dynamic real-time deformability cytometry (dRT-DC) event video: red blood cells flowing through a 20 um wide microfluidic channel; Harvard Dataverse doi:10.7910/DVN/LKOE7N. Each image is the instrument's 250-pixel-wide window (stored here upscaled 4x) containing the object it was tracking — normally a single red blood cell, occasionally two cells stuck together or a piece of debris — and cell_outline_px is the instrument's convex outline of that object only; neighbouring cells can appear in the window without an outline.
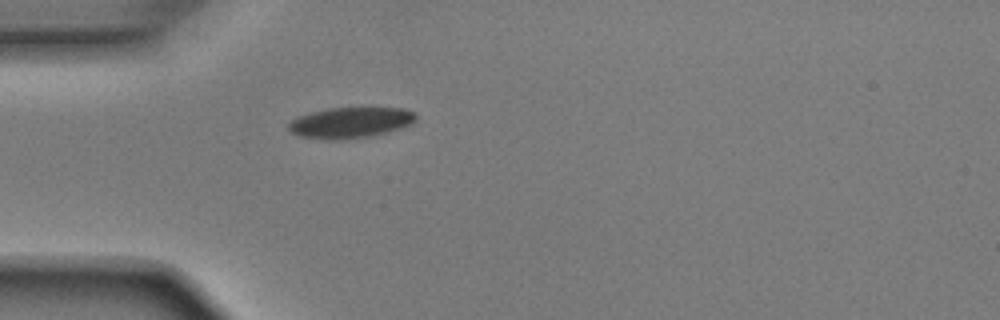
{"species": "Egyptian fruit bat (a non-hibernating species)", "species_latin": "Rousettus aegyptiacus", "temperature_condition": "room temperature", "stored_images_in_passage": 33, "camera_frame_rate_fps": 3000, "um_per_image_px": 0.085, "animal": {"sex": "male"}, "frame": {"image": 1, "passage_image": 1, "time_ms": 0.0, "image_size_px": [1000, 320], "cell_outline_px": [[416, 120], [412, 124], [400, 128], [372, 136], [340, 140], [328, 140], [300, 136], [292, 132], [288, 128], [288, 124], [296, 116], [328, 108], [404, 108], [416, 112]], "centroid_in_image_um": [29.8, 10.42], "position_along_channel_um": 55.2, "area_um2": 22.95}}
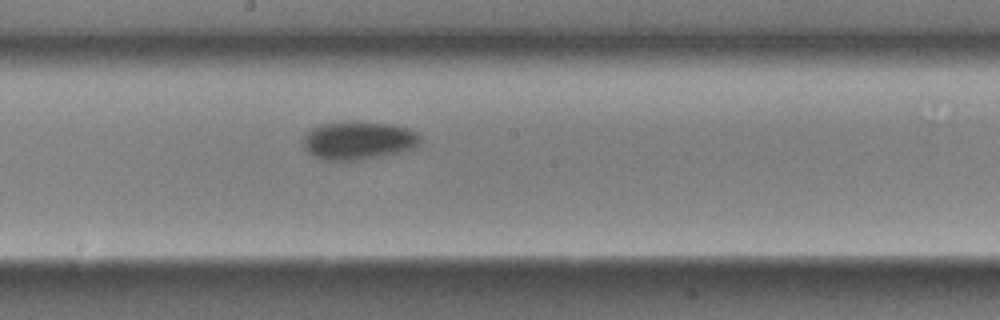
{"frame": {"image": 2, "passage_image": 14, "time_ms": 4.333, "image_size_px": [1000, 320], "cell_outline_px": [[420, 144], [412, 148], [400, 152], [364, 160], [324, 160], [312, 156], [304, 148], [304, 136], [312, 128], [320, 124], [348, 120], [352, 120], [388, 124], [408, 128], [416, 132], [420, 136]], "centroid_in_image_um": [30.45, 11.93], "position_along_channel_um": 217.8, "area_um2": 26.36}}
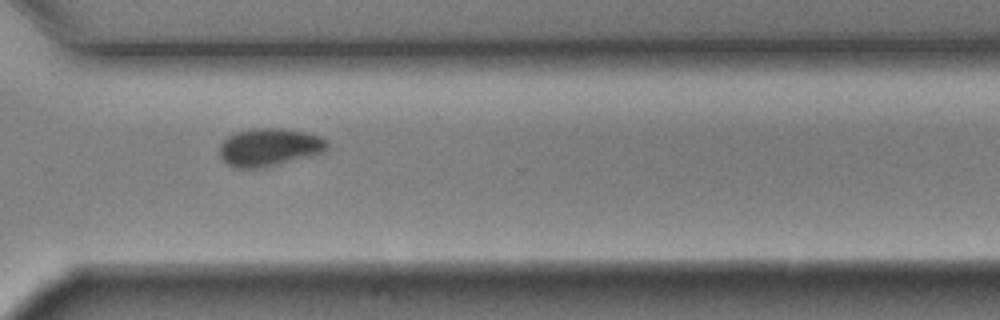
{"frame": {"image": 3, "passage_image": 24, "time_ms": 7.667, "image_size_px": [1000, 320], "cell_outline_px": [[328, 148], [324, 152], [264, 168], [236, 168], [228, 164], [220, 156], [220, 144], [228, 136], [236, 132], [252, 128], [280, 128], [308, 132], [320, 136], [328, 140]], "centroid_in_image_um": [22.91, 12.5], "position_along_channel_um": 347.7, "area_um2": 23.87}, "authors_computed_cell_mechanics": {"area_um2": 24.565, "velocity_mm_per_s": 3.9173, "shape_relaxation_time_tau1_ms": 2.7245, "shape_relaxation_time_tau2_ms": null, "deformation_change_tau1": 0.1136, "deformation_change_tau2": null}}